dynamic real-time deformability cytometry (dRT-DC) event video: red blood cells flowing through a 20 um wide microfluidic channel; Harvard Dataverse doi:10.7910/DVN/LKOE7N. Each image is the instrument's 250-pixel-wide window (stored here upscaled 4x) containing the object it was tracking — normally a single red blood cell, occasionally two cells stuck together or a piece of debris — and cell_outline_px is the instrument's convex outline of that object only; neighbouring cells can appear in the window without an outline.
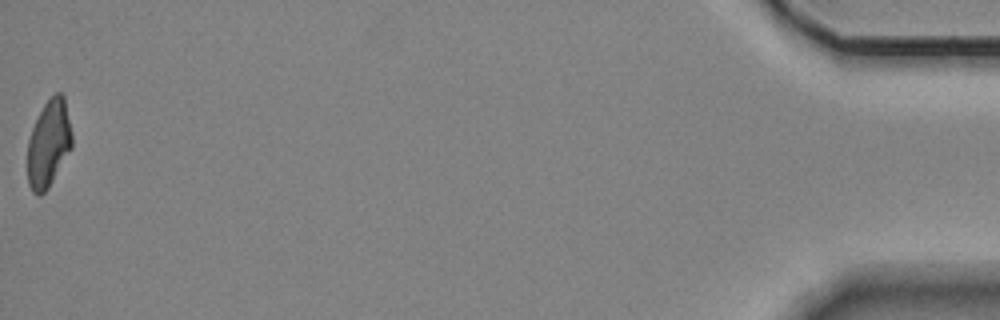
{"species": "Egyptian fruit bat (a non-hibernating species)", "species_latin": "Rousettus aegyptiacus", "temperature_condition": "room temperature", "stored_images_in_passage": 13, "camera_frame_rate_fps": 3000, "um_per_image_px": 0.085, "animal": {"sex": "female"}, "frame": {"image": 1, "passage_image": 13, "time_ms": 4.0, "image_size_px": [1000, 320], "cell_outline_px": [[72, 148], [48, 188], [40, 196], [36, 196], [32, 192], [28, 184], [28, 140], [32, 128], [44, 104], [56, 92], [60, 92], [64, 96], [72, 132]], "centroid_in_image_um": [4.14, 12.23], "position_along_channel_um": 431.1, "area_um2": 22.54}}